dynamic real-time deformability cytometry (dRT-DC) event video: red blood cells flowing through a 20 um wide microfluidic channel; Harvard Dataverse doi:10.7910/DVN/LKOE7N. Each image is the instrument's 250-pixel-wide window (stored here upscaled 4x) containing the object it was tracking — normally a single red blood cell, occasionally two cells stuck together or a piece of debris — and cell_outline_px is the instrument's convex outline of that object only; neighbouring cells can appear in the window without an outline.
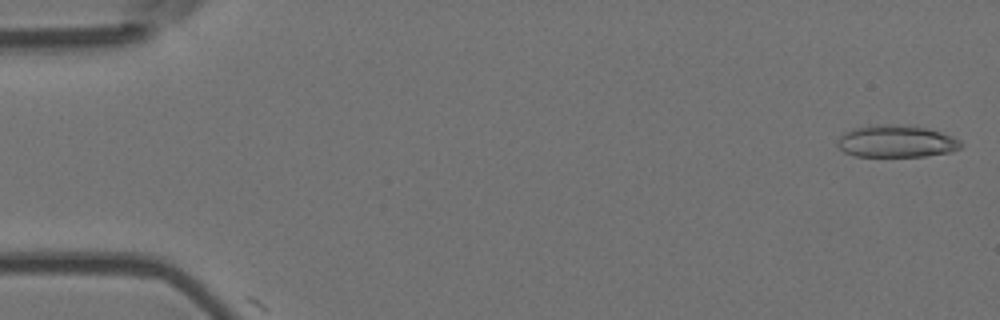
{"species": "Egyptian fruit bat (a non-hibernating species)", "species_latin": "Rousettus aegyptiacus", "temperature_condition": "room temperature", "stored_images_in_passage": 2, "camera_frame_rate_fps": 3000, "um_per_image_px": 0.085, "animal": {"sex": "female"}, "frame": {"image": 1, "passage_image": 1, "time_ms": 0.0, "image_size_px": [1000, 320], "cell_outline_px": [[964, 144], [960, 148], [952, 152], [924, 156], [856, 156], [844, 152], [836, 144], [836, 140], [844, 132], [852, 128], [876, 124], [892, 124], [928, 128], [952, 136], [960, 140]], "centroid_in_image_um": [76.18, 12.01], "position_along_channel_um": 8.8, "area_um2": 23.29}}